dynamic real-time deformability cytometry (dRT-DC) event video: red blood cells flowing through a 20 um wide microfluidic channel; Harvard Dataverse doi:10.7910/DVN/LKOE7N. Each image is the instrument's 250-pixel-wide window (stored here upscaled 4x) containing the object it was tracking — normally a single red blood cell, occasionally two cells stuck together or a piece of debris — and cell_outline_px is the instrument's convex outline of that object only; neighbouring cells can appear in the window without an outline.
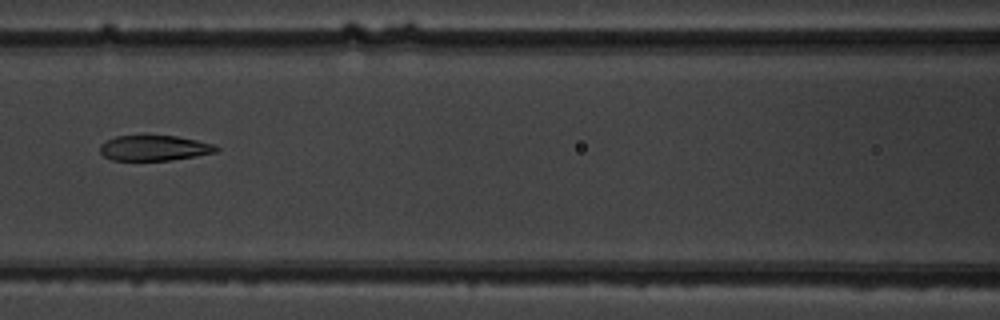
{"species": "common noctule bat (a hibernating species)", "species_latin": "Nyctalus noctula", "temperature_condition": "warm", "stored_images_in_passage": 3, "camera_frame_rate_fps": 3000, "um_per_image_px": 0.085, "animal": {"sex": "male", "body_mass_g": 19.5, "forearm_length_mm": 54.6}, "frame": {"image": 1, "passage_image": 3, "time_ms": 2.333, "image_size_px": [1000, 320], "cell_outline_px": [[220, 148], [216, 152], [196, 156], [172, 160], [112, 160], [104, 156], [100, 152], [100, 144], [116, 136], [176, 136], [196, 140], [212, 144]], "centroid_in_image_um": [13.11, 12.59], "position_along_channel_um": 153.5, "area_um2": 16.99}}